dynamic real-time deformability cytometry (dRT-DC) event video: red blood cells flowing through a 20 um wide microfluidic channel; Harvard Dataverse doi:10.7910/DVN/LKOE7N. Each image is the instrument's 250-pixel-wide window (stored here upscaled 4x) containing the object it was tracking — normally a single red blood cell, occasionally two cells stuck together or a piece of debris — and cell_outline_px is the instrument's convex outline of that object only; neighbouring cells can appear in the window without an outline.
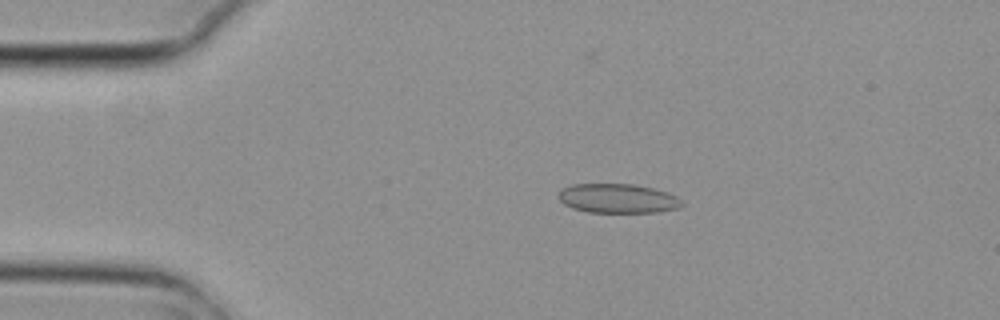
{"species": "common noctule bat (a hibernating species)", "species_latin": "Nyctalus noctula", "temperature_condition": "cold", "stored_images_in_passage": 4, "camera_frame_rate_fps": 3000, "um_per_image_px": 0.085, "animal": {"sex": "female", "body_mass_g": 29.2, "forearm_length_mm": 56.3}, "frame": {"image": 1, "passage_image": 2, "time_ms": 0.333, "image_size_px": [1000, 320], "cell_outline_px": [[684, 204], [680, 208], [660, 212], [588, 212], [572, 208], [564, 204], [560, 200], [560, 192], [564, 188], [572, 184], [632, 184], [652, 188], [668, 192], [676, 196]], "centroid_in_image_um": [52.55, 16.87], "position_along_channel_um": 32.4, "area_um2": 20.98}}